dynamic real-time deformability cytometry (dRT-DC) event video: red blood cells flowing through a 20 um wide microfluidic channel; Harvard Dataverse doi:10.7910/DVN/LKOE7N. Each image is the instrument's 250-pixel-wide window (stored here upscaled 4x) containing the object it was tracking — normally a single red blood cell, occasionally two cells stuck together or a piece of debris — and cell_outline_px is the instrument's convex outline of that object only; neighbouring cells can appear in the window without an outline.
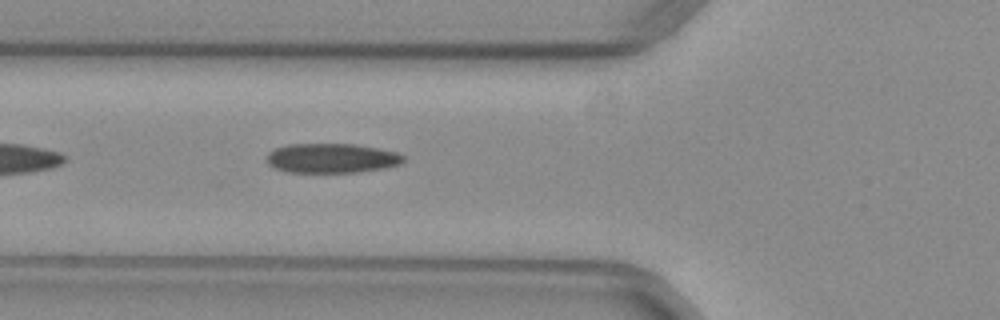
{"species": "common noctule bat (a hibernating species)", "species_latin": "Nyctalus noctula", "temperature_condition": "warm", "stored_images_in_passage": 18, "camera_frame_rate_fps": 3000, "um_per_image_px": 0.085, "animal": {"sex": "female", "body_mass_g": 29.2, "forearm_length_mm": 56.3}, "frame": {"image": 1, "passage_image": 5, "time_ms": 1.333, "image_size_px": [1000, 320], "cell_outline_px": [[404, 160], [400, 164], [384, 168], [360, 172], [288, 172], [272, 168], [268, 164], [268, 152], [276, 148], [288, 144], [356, 144], [396, 152], [404, 156]], "centroid_in_image_um": [28.18, 13.45], "position_along_channel_um": 97.6, "area_um2": 23.52}}